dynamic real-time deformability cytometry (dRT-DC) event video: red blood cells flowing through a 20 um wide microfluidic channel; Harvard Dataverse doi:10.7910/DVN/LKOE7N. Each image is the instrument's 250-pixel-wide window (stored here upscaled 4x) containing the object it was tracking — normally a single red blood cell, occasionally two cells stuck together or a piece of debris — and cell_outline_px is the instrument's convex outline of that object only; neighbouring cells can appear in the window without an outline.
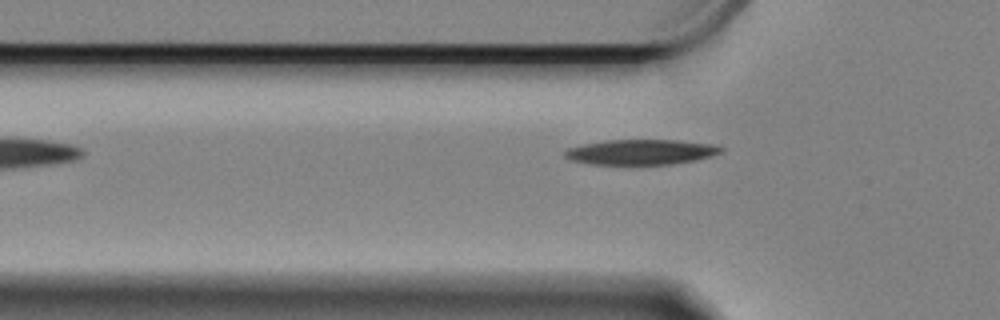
{"species": "Egyptian fruit bat (a non-hibernating species)", "species_latin": "Rousettus aegyptiacus", "temperature_condition": "cold", "stored_images_in_passage": 36, "camera_frame_rate_fps": 3000, "um_per_image_px": 0.085, "animal": {"sex": "female"}, "frame": {"image": 1, "passage_image": 2, "time_ms": 0.333, "image_size_px": [1000, 320], "cell_outline_px": [[724, 148], [720, 152], [712, 156], [696, 160], [672, 164], [592, 164], [568, 160], [564, 156], [564, 152], [568, 148], [580, 144], [604, 140], [676, 140], [712, 144]], "centroid_in_image_um": [54.43, 12.92], "position_along_channel_um": 71.4, "area_um2": 23.0}}
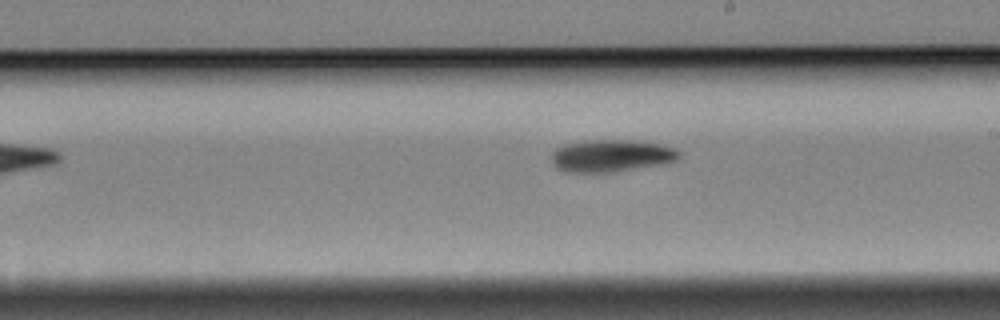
{"frame": {"image": 2, "passage_image": 17, "time_ms": 5.333, "image_size_px": [1000, 320], "cell_outline_px": [[680, 156], [676, 160], [616, 172], [564, 172], [556, 168], [552, 164], [552, 152], [556, 148], [564, 144], [584, 140], [636, 140], [660, 144], [672, 148], [680, 152]], "centroid_in_image_um": [51.88, 13.23], "position_along_channel_um": 237.1, "area_um2": 23.93}}
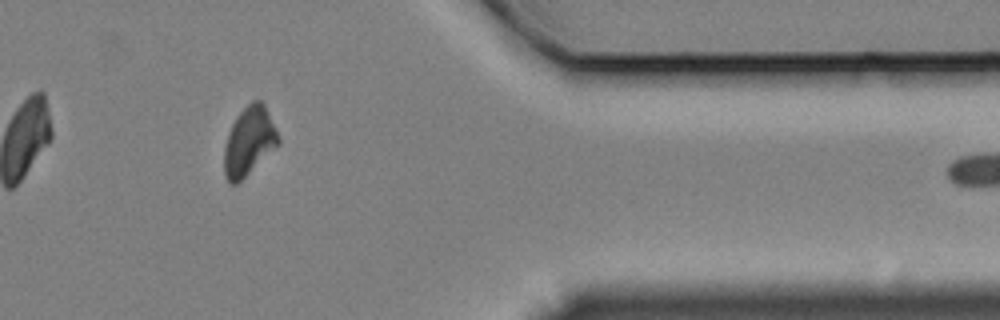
{"frame": {"image": 3, "passage_image": 33, "time_ms": 10.667, "image_size_px": [1000, 320], "cell_outline_px": [[280, 144], [236, 184], [228, 184], [224, 176], [224, 148], [228, 132], [236, 116], [252, 100], [260, 100], [264, 104], [276, 128], [280, 140]], "centroid_in_image_um": [21.16, 12.01], "position_along_channel_um": 390.2, "area_um2": 21.62}}